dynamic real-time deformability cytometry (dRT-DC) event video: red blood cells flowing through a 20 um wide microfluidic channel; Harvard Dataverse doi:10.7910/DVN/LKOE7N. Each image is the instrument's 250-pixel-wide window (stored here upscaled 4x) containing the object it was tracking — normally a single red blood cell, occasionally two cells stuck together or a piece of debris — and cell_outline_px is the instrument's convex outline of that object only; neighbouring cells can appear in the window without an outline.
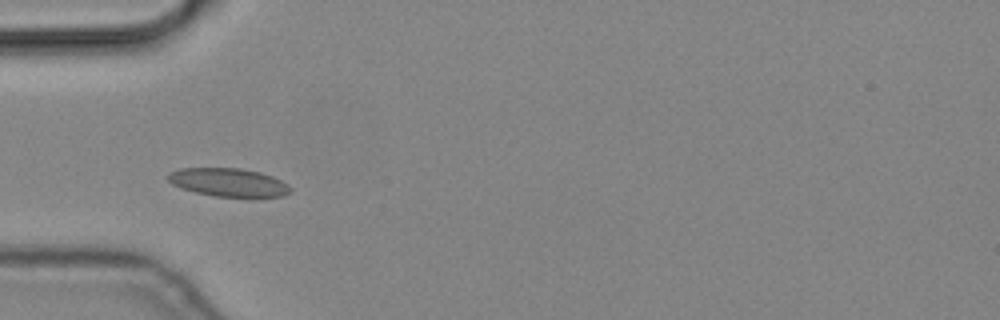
{"species": "common noctule bat (a hibernating species)", "species_latin": "Nyctalus noctula", "temperature_condition": "cold", "stored_images_in_passage": 4, "camera_frame_rate_fps": 3000, "um_per_image_px": 0.085, "animal": {"sex": "male", "body_mass_g": 19.2, "forearm_length_mm": 51.8}, "frame": {"image": 1, "passage_image": 1, "time_ms": 0.0, "image_size_px": [1000, 320], "cell_outline_px": [[292, 192], [284, 196], [256, 200], [216, 196], [196, 192], [180, 188], [172, 184], [168, 180], [168, 172], [180, 168], [240, 168], [260, 172], [272, 176], [288, 184], [292, 188]], "centroid_in_image_um": [19.51, 15.55], "position_along_channel_um": 65.5, "area_um2": 21.1}}
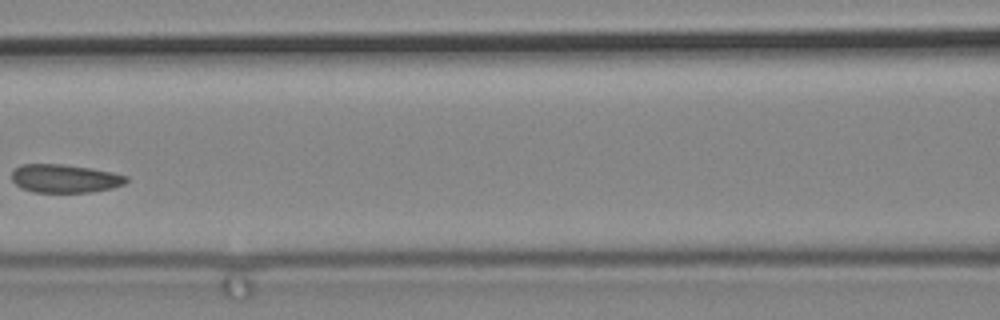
{"frame": {"image": 2, "passage_image": 3, "time_ms": 0.667, "image_size_px": [1000, 320], "cell_outline_px": [[128, 180], [124, 184], [112, 188], [92, 192], [32, 192], [16, 184], [12, 180], [12, 172], [20, 164], [64, 164], [112, 172], [128, 176]], "centroid_in_image_um": [5.52, 15.17], "position_along_channel_um": 161.1, "area_um2": 18.84}}
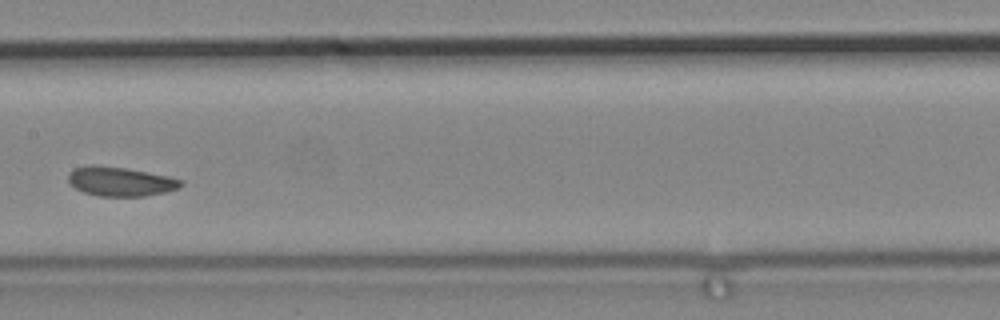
{"frame": {"image": 3, "passage_image": 4, "time_ms": 1.0, "image_size_px": [1000, 320], "cell_outline_px": [[184, 184], [180, 188], [164, 192], [144, 196], [96, 196], [84, 192], [76, 188], [68, 180], [68, 172], [76, 168], [88, 164], [92, 164], [128, 168], [168, 176], [184, 180]], "centroid_in_image_um": [10.25, 15.41], "position_along_channel_um": 197.2, "area_um2": 19.36}}